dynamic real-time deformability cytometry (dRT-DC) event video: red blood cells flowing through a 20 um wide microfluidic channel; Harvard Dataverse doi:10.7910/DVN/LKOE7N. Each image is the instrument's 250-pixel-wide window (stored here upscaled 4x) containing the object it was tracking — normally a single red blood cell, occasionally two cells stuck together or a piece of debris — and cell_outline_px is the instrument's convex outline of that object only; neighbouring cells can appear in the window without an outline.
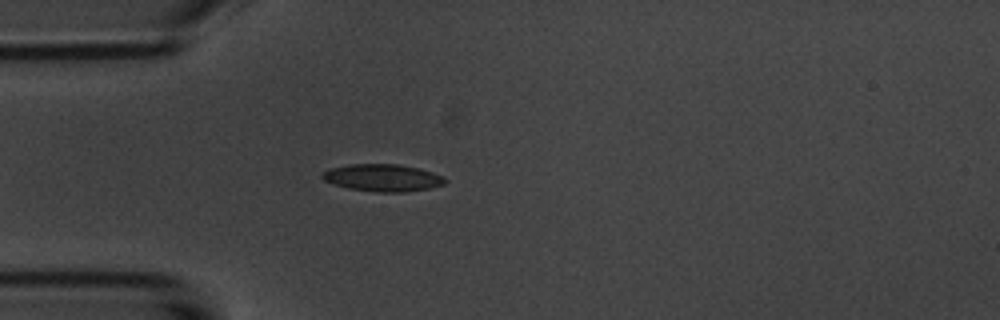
{"species": "common noctule bat (a hibernating species)", "species_latin": "Nyctalus noctula", "temperature_condition": "room temperature", "stored_images_in_passage": 36, "camera_frame_rate_fps": 3000, "um_per_image_px": 0.085, "animal": {"sex": "male", "body_mass_g": 20.1, "forearm_length_mm": 53.5}, "frame": {"image": 1, "passage_image": 1, "time_ms": 0.0, "image_size_px": [1000, 320], "cell_outline_px": [[448, 180], [444, 184], [432, 188], [404, 192], [372, 192], [348, 188], [324, 180], [320, 176], [320, 172], [328, 168], [348, 164], [396, 164], [416, 168], [432, 172], [444, 176]], "centroid_in_image_um": [32.51, 15.11], "position_along_channel_um": 52.5, "area_um2": 19.65}}
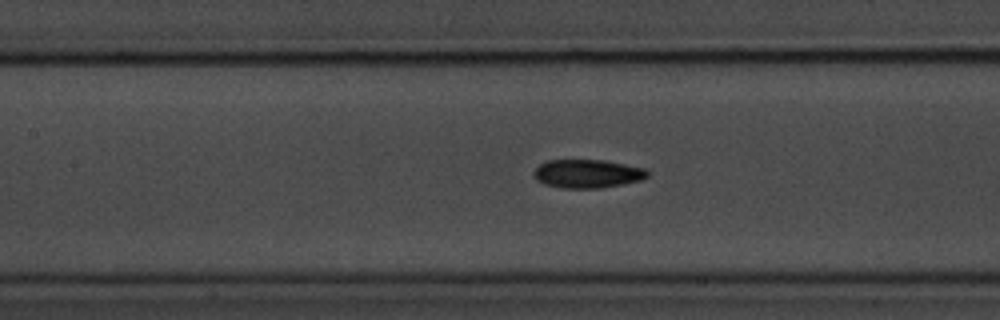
{"frame": {"image": 2, "passage_image": 10, "time_ms": 3.0, "image_size_px": [1000, 320], "cell_outline_px": [[648, 176], [640, 180], [624, 184], [600, 188], [560, 188], [544, 184], [536, 180], [532, 172], [540, 164], [548, 160], [604, 160], [644, 168], [648, 172]], "centroid_in_image_um": [49.9, 14.77], "position_along_channel_um": 157.5, "area_um2": 18.9}}
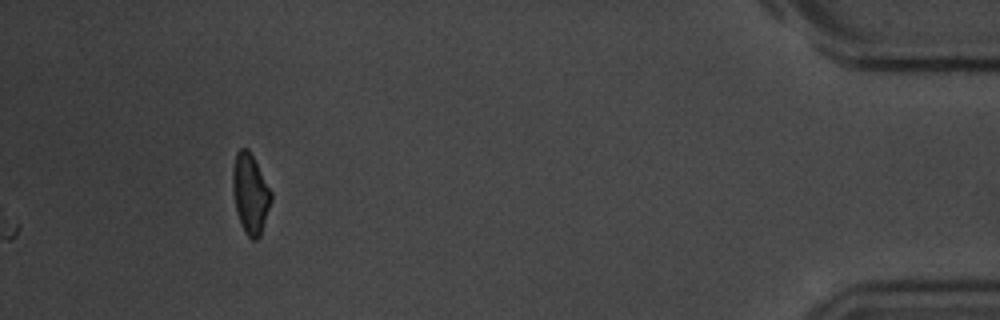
{"frame": {"image": 3, "passage_image": 36, "time_ms": 11.667, "image_size_px": [1000, 320], "cell_outline_px": [[272, 200], [260, 236], [256, 240], [252, 240], [244, 232], [240, 224], [236, 208], [232, 188], [232, 168], [236, 152], [240, 148], [248, 148], [272, 192]], "centroid_in_image_um": [21.27, 16.46], "position_along_channel_um": 413.9, "area_um2": 17.92}, "authors_computed_cell_mechanics": {"area_um2": 18.1492, "velocity_mm_per_s": 3.711, "shape_relaxation_time_tau1_ms": 3.2891, "shape_relaxation_time_tau2_ms": 4.0297, "deformation_change_tau1": 0.1206, "deformation_change_tau2": 0.1059}}